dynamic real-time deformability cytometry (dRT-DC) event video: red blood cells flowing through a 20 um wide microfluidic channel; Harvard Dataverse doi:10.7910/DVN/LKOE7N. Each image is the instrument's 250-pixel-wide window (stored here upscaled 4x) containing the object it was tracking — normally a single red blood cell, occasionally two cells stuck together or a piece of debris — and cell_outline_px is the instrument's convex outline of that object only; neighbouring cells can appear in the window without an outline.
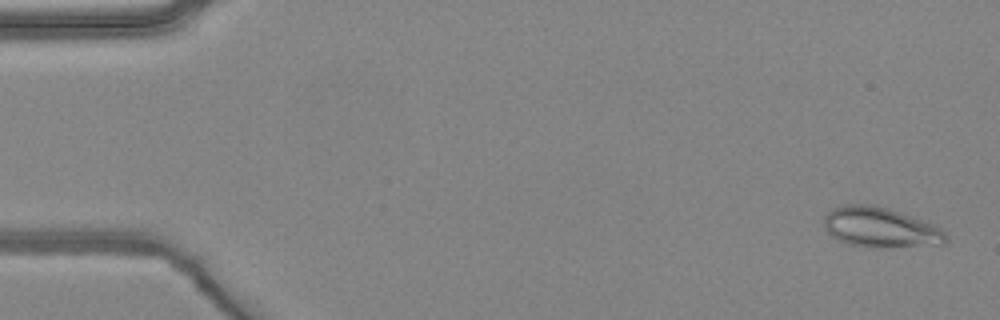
{"species": "common noctule bat (a hibernating species)", "species_latin": "Nyctalus noctula", "temperature_condition": "warm", "stored_images_in_passage": 5, "camera_frame_rate_fps": 3000, "um_per_image_px": 0.085, "animal": {"sex": "female", "body_mass_g": 24.6, "forearm_length_mm": 56.2}, "frame": {"image": 1, "passage_image": 1, "time_ms": 0.0, "image_size_px": [1000, 320], "cell_outline_px": [[948, 240], [944, 244], [880, 248], [848, 244], [832, 236], [828, 232], [824, 224], [824, 216], [832, 208], [840, 204], [872, 204], [888, 208], [932, 224], [940, 228], [948, 236]], "centroid_in_image_um": [74.82, 19.33], "position_along_channel_um": 10.2, "area_um2": 28.44}}